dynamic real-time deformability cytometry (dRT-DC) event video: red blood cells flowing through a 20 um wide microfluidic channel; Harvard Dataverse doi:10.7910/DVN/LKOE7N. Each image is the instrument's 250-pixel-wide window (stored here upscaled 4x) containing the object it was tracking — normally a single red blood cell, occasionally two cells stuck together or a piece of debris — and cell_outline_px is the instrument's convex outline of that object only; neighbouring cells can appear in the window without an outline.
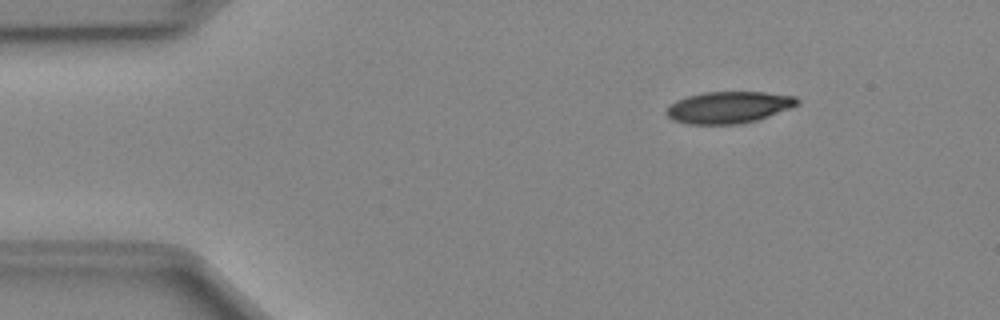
{"species": "Egyptian fruit bat (a non-hibernating species)", "species_latin": "Rousettus aegyptiacus", "temperature_condition": "cold", "stored_images_in_passage": 44, "camera_frame_rate_fps": 3000, "um_per_image_px": 0.085, "animal": {"sex": "female"}, "frame": {"image": 1, "passage_image": 1, "time_ms": 0.0, "image_size_px": [1000, 320], "cell_outline_px": [[800, 104], [768, 116], [756, 120], [740, 124], [688, 124], [672, 120], [664, 112], [676, 100], [688, 96], [704, 92], [764, 92], [796, 96], [800, 100]], "centroid_in_image_um": [61.95, 9.12], "position_along_channel_um": 23.1, "area_um2": 24.16}}
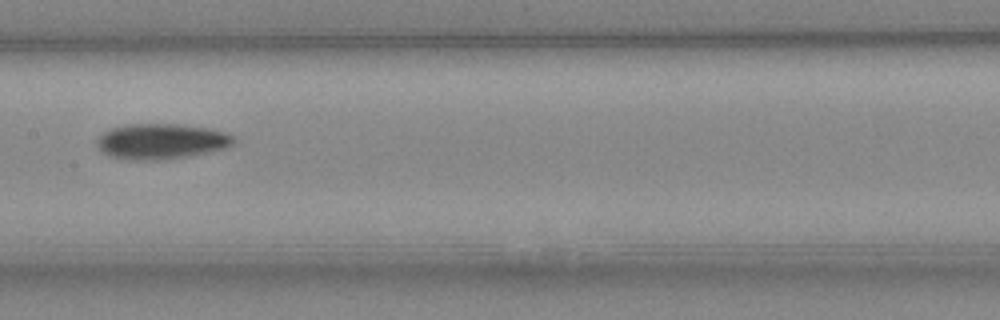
{"frame": {"image": 2, "passage_image": 19, "time_ms": 6.0, "image_size_px": [1000, 320], "cell_outline_px": [[236, 140], [228, 148], [188, 156], [164, 160], [128, 160], [112, 156], [104, 152], [96, 144], [96, 140], [104, 132], [112, 128], [124, 124], [176, 124], [212, 128], [224, 132], [232, 136]], "centroid_in_image_um": [13.73, 12.01], "position_along_channel_um": 193.7, "area_um2": 28.32}}
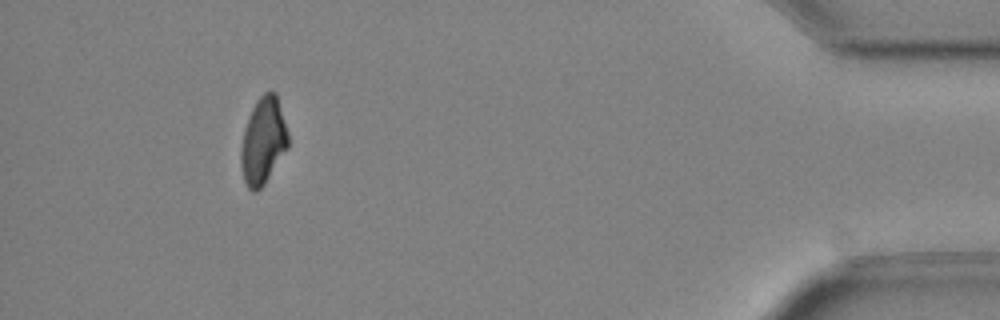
{"frame": {"image": 3, "passage_image": 40, "time_ms": 13.0, "image_size_px": [1000, 320], "cell_outline_px": [[288, 148], [264, 184], [256, 192], [252, 192], [248, 188], [244, 180], [240, 164], [240, 148], [244, 128], [252, 108], [256, 100], [264, 92], [276, 92], [288, 132]], "centroid_in_image_um": [22.36, 11.98], "position_along_channel_um": 412.8, "area_um2": 23.93}, "authors_computed_cell_mechanics": {"area_um2": 26.2123, "velocity_mm_per_s": 4.0302, "shape_relaxation_time_tau1_ms": 3.5086, "shape_relaxation_time_tau2_ms": null, "deformation_change_tau1": 0.1336, "deformation_change_tau2": null}}